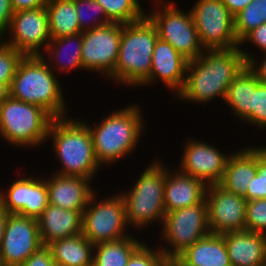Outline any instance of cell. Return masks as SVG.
Listing matches in <instances>:
<instances>
[{
  "label": "cell",
  "instance_id": "obj_1",
  "mask_svg": "<svg viewBox=\"0 0 266 266\" xmlns=\"http://www.w3.org/2000/svg\"><path fill=\"white\" fill-rule=\"evenodd\" d=\"M245 67L246 61L239 47L205 50L188 61L184 86L175 98L202 105L209 104L214 98L224 101L228 87Z\"/></svg>",
  "mask_w": 266,
  "mask_h": 266
},
{
  "label": "cell",
  "instance_id": "obj_2",
  "mask_svg": "<svg viewBox=\"0 0 266 266\" xmlns=\"http://www.w3.org/2000/svg\"><path fill=\"white\" fill-rule=\"evenodd\" d=\"M141 113L142 109L135 103L110 112L98 125L93 126L85 121L91 133L96 160L101 167L113 165L134 152L146 129L143 128L145 122Z\"/></svg>",
  "mask_w": 266,
  "mask_h": 266
},
{
  "label": "cell",
  "instance_id": "obj_3",
  "mask_svg": "<svg viewBox=\"0 0 266 266\" xmlns=\"http://www.w3.org/2000/svg\"><path fill=\"white\" fill-rule=\"evenodd\" d=\"M71 117L54 118L50 124L47 139H52V150L60 161L56 174L80 176L93 181L101 166L96 160L94 146L88 125Z\"/></svg>",
  "mask_w": 266,
  "mask_h": 266
},
{
  "label": "cell",
  "instance_id": "obj_4",
  "mask_svg": "<svg viewBox=\"0 0 266 266\" xmlns=\"http://www.w3.org/2000/svg\"><path fill=\"white\" fill-rule=\"evenodd\" d=\"M56 75L40 55L24 56L9 88L10 96L40 106L54 118L68 117L64 89Z\"/></svg>",
  "mask_w": 266,
  "mask_h": 266
},
{
  "label": "cell",
  "instance_id": "obj_5",
  "mask_svg": "<svg viewBox=\"0 0 266 266\" xmlns=\"http://www.w3.org/2000/svg\"><path fill=\"white\" fill-rule=\"evenodd\" d=\"M157 39L156 26L147 16L123 24L117 62L108 80L126 87H140L150 76Z\"/></svg>",
  "mask_w": 266,
  "mask_h": 266
},
{
  "label": "cell",
  "instance_id": "obj_6",
  "mask_svg": "<svg viewBox=\"0 0 266 266\" xmlns=\"http://www.w3.org/2000/svg\"><path fill=\"white\" fill-rule=\"evenodd\" d=\"M148 165L129 190L119 193L124 199L127 223L137 230L155 222L161 225L165 217L166 164L155 159Z\"/></svg>",
  "mask_w": 266,
  "mask_h": 266
},
{
  "label": "cell",
  "instance_id": "obj_7",
  "mask_svg": "<svg viewBox=\"0 0 266 266\" xmlns=\"http://www.w3.org/2000/svg\"><path fill=\"white\" fill-rule=\"evenodd\" d=\"M53 119L44 108L9 96L0 104V136L10 146L40 147Z\"/></svg>",
  "mask_w": 266,
  "mask_h": 266
},
{
  "label": "cell",
  "instance_id": "obj_8",
  "mask_svg": "<svg viewBox=\"0 0 266 266\" xmlns=\"http://www.w3.org/2000/svg\"><path fill=\"white\" fill-rule=\"evenodd\" d=\"M160 230L162 231L159 232L160 237L162 235L160 239L162 242L164 240L167 245L158 244L159 250L167 259L178 257L188 247L211 233L208 225L206 200L193 206L165 213Z\"/></svg>",
  "mask_w": 266,
  "mask_h": 266
},
{
  "label": "cell",
  "instance_id": "obj_9",
  "mask_svg": "<svg viewBox=\"0 0 266 266\" xmlns=\"http://www.w3.org/2000/svg\"><path fill=\"white\" fill-rule=\"evenodd\" d=\"M155 6L157 8L146 12V16L156 26L158 38L168 42L188 60L199 57L205 50L199 41L190 10L181 11L170 0L155 2Z\"/></svg>",
  "mask_w": 266,
  "mask_h": 266
},
{
  "label": "cell",
  "instance_id": "obj_10",
  "mask_svg": "<svg viewBox=\"0 0 266 266\" xmlns=\"http://www.w3.org/2000/svg\"><path fill=\"white\" fill-rule=\"evenodd\" d=\"M92 196L83 211L82 234L94 245L123 239L130 228L126 220V207L123 197L118 193L105 199Z\"/></svg>",
  "mask_w": 266,
  "mask_h": 266
},
{
  "label": "cell",
  "instance_id": "obj_11",
  "mask_svg": "<svg viewBox=\"0 0 266 266\" xmlns=\"http://www.w3.org/2000/svg\"><path fill=\"white\" fill-rule=\"evenodd\" d=\"M189 10L204 50L239 47L235 36L234 15L222 0H196Z\"/></svg>",
  "mask_w": 266,
  "mask_h": 266
},
{
  "label": "cell",
  "instance_id": "obj_12",
  "mask_svg": "<svg viewBox=\"0 0 266 266\" xmlns=\"http://www.w3.org/2000/svg\"><path fill=\"white\" fill-rule=\"evenodd\" d=\"M123 24L110 22L82 32L81 62L84 71L109 78L117 62Z\"/></svg>",
  "mask_w": 266,
  "mask_h": 266
},
{
  "label": "cell",
  "instance_id": "obj_13",
  "mask_svg": "<svg viewBox=\"0 0 266 266\" xmlns=\"http://www.w3.org/2000/svg\"><path fill=\"white\" fill-rule=\"evenodd\" d=\"M3 42L25 56L41 55L51 40L45 6L14 12ZM43 46V48H42Z\"/></svg>",
  "mask_w": 266,
  "mask_h": 266
},
{
  "label": "cell",
  "instance_id": "obj_14",
  "mask_svg": "<svg viewBox=\"0 0 266 266\" xmlns=\"http://www.w3.org/2000/svg\"><path fill=\"white\" fill-rule=\"evenodd\" d=\"M42 245L37 219L8 214L0 248V266H21Z\"/></svg>",
  "mask_w": 266,
  "mask_h": 266
},
{
  "label": "cell",
  "instance_id": "obj_15",
  "mask_svg": "<svg viewBox=\"0 0 266 266\" xmlns=\"http://www.w3.org/2000/svg\"><path fill=\"white\" fill-rule=\"evenodd\" d=\"M19 177V178H18ZM4 190L0 189V205L9 214L38 219L49 205L45 177L18 175ZM42 177V178H41Z\"/></svg>",
  "mask_w": 266,
  "mask_h": 266
},
{
  "label": "cell",
  "instance_id": "obj_16",
  "mask_svg": "<svg viewBox=\"0 0 266 266\" xmlns=\"http://www.w3.org/2000/svg\"><path fill=\"white\" fill-rule=\"evenodd\" d=\"M205 200L212 234L245 230L247 200L243 196L214 184L207 187Z\"/></svg>",
  "mask_w": 266,
  "mask_h": 266
},
{
  "label": "cell",
  "instance_id": "obj_17",
  "mask_svg": "<svg viewBox=\"0 0 266 266\" xmlns=\"http://www.w3.org/2000/svg\"><path fill=\"white\" fill-rule=\"evenodd\" d=\"M184 146L179 170L203 181L207 186L220 184L229 158L228 153L224 154L209 142L193 138L188 139Z\"/></svg>",
  "mask_w": 266,
  "mask_h": 266
},
{
  "label": "cell",
  "instance_id": "obj_18",
  "mask_svg": "<svg viewBox=\"0 0 266 266\" xmlns=\"http://www.w3.org/2000/svg\"><path fill=\"white\" fill-rule=\"evenodd\" d=\"M188 61L168 42L158 38L152 54L150 76L140 86L147 87L161 81L169 90L175 92L176 97L184 86Z\"/></svg>",
  "mask_w": 266,
  "mask_h": 266
},
{
  "label": "cell",
  "instance_id": "obj_19",
  "mask_svg": "<svg viewBox=\"0 0 266 266\" xmlns=\"http://www.w3.org/2000/svg\"><path fill=\"white\" fill-rule=\"evenodd\" d=\"M45 178L49 204L65 210L84 211L96 193L91 179L52 173Z\"/></svg>",
  "mask_w": 266,
  "mask_h": 266
},
{
  "label": "cell",
  "instance_id": "obj_20",
  "mask_svg": "<svg viewBox=\"0 0 266 266\" xmlns=\"http://www.w3.org/2000/svg\"><path fill=\"white\" fill-rule=\"evenodd\" d=\"M165 170L164 208L165 213L202 203L207 185L179 169Z\"/></svg>",
  "mask_w": 266,
  "mask_h": 266
},
{
  "label": "cell",
  "instance_id": "obj_21",
  "mask_svg": "<svg viewBox=\"0 0 266 266\" xmlns=\"http://www.w3.org/2000/svg\"><path fill=\"white\" fill-rule=\"evenodd\" d=\"M232 266H266V235L253 231L222 234Z\"/></svg>",
  "mask_w": 266,
  "mask_h": 266
},
{
  "label": "cell",
  "instance_id": "obj_22",
  "mask_svg": "<svg viewBox=\"0 0 266 266\" xmlns=\"http://www.w3.org/2000/svg\"><path fill=\"white\" fill-rule=\"evenodd\" d=\"M83 211L65 210L48 205L37 219L43 245L82 234Z\"/></svg>",
  "mask_w": 266,
  "mask_h": 266
},
{
  "label": "cell",
  "instance_id": "obj_23",
  "mask_svg": "<svg viewBox=\"0 0 266 266\" xmlns=\"http://www.w3.org/2000/svg\"><path fill=\"white\" fill-rule=\"evenodd\" d=\"M256 174L257 147L252 145L229 154L220 185L227 191L244 197Z\"/></svg>",
  "mask_w": 266,
  "mask_h": 266
},
{
  "label": "cell",
  "instance_id": "obj_24",
  "mask_svg": "<svg viewBox=\"0 0 266 266\" xmlns=\"http://www.w3.org/2000/svg\"><path fill=\"white\" fill-rule=\"evenodd\" d=\"M81 49L82 32L51 39L40 57L53 71L59 74L62 72V74L69 73V71H74V69H82L83 71Z\"/></svg>",
  "mask_w": 266,
  "mask_h": 266
},
{
  "label": "cell",
  "instance_id": "obj_25",
  "mask_svg": "<svg viewBox=\"0 0 266 266\" xmlns=\"http://www.w3.org/2000/svg\"><path fill=\"white\" fill-rule=\"evenodd\" d=\"M178 258L188 266H232L223 235L208 234L182 252Z\"/></svg>",
  "mask_w": 266,
  "mask_h": 266
},
{
  "label": "cell",
  "instance_id": "obj_26",
  "mask_svg": "<svg viewBox=\"0 0 266 266\" xmlns=\"http://www.w3.org/2000/svg\"><path fill=\"white\" fill-rule=\"evenodd\" d=\"M256 90V76L247 66L233 79L224 102L232 115L252 126L253 92Z\"/></svg>",
  "mask_w": 266,
  "mask_h": 266
},
{
  "label": "cell",
  "instance_id": "obj_27",
  "mask_svg": "<svg viewBox=\"0 0 266 266\" xmlns=\"http://www.w3.org/2000/svg\"><path fill=\"white\" fill-rule=\"evenodd\" d=\"M47 246L57 266H93L95 245L83 234L55 240Z\"/></svg>",
  "mask_w": 266,
  "mask_h": 266
},
{
  "label": "cell",
  "instance_id": "obj_28",
  "mask_svg": "<svg viewBox=\"0 0 266 266\" xmlns=\"http://www.w3.org/2000/svg\"><path fill=\"white\" fill-rule=\"evenodd\" d=\"M45 8L51 39L83 32L79 27L74 0H50Z\"/></svg>",
  "mask_w": 266,
  "mask_h": 266
},
{
  "label": "cell",
  "instance_id": "obj_29",
  "mask_svg": "<svg viewBox=\"0 0 266 266\" xmlns=\"http://www.w3.org/2000/svg\"><path fill=\"white\" fill-rule=\"evenodd\" d=\"M132 236L96 244L93 266H126L132 254L144 243Z\"/></svg>",
  "mask_w": 266,
  "mask_h": 266
},
{
  "label": "cell",
  "instance_id": "obj_30",
  "mask_svg": "<svg viewBox=\"0 0 266 266\" xmlns=\"http://www.w3.org/2000/svg\"><path fill=\"white\" fill-rule=\"evenodd\" d=\"M111 22L127 24L141 20L146 10L139 0H96Z\"/></svg>",
  "mask_w": 266,
  "mask_h": 266
},
{
  "label": "cell",
  "instance_id": "obj_31",
  "mask_svg": "<svg viewBox=\"0 0 266 266\" xmlns=\"http://www.w3.org/2000/svg\"><path fill=\"white\" fill-rule=\"evenodd\" d=\"M266 22V0H253L234 15L235 36L240 41L247 33Z\"/></svg>",
  "mask_w": 266,
  "mask_h": 266
},
{
  "label": "cell",
  "instance_id": "obj_32",
  "mask_svg": "<svg viewBox=\"0 0 266 266\" xmlns=\"http://www.w3.org/2000/svg\"><path fill=\"white\" fill-rule=\"evenodd\" d=\"M74 3L79 27L82 31L94 29L111 22L107 18L103 7L96 0H74Z\"/></svg>",
  "mask_w": 266,
  "mask_h": 266
},
{
  "label": "cell",
  "instance_id": "obj_33",
  "mask_svg": "<svg viewBox=\"0 0 266 266\" xmlns=\"http://www.w3.org/2000/svg\"><path fill=\"white\" fill-rule=\"evenodd\" d=\"M244 198L266 199V146H257V174L252 178Z\"/></svg>",
  "mask_w": 266,
  "mask_h": 266
},
{
  "label": "cell",
  "instance_id": "obj_34",
  "mask_svg": "<svg viewBox=\"0 0 266 266\" xmlns=\"http://www.w3.org/2000/svg\"><path fill=\"white\" fill-rule=\"evenodd\" d=\"M25 55L14 47L0 43V82L11 86L18 65Z\"/></svg>",
  "mask_w": 266,
  "mask_h": 266
},
{
  "label": "cell",
  "instance_id": "obj_35",
  "mask_svg": "<svg viewBox=\"0 0 266 266\" xmlns=\"http://www.w3.org/2000/svg\"><path fill=\"white\" fill-rule=\"evenodd\" d=\"M245 230L266 235V199L247 201Z\"/></svg>",
  "mask_w": 266,
  "mask_h": 266
},
{
  "label": "cell",
  "instance_id": "obj_36",
  "mask_svg": "<svg viewBox=\"0 0 266 266\" xmlns=\"http://www.w3.org/2000/svg\"><path fill=\"white\" fill-rule=\"evenodd\" d=\"M167 258L158 246L152 249L145 242L132 254L126 266H163Z\"/></svg>",
  "mask_w": 266,
  "mask_h": 266
},
{
  "label": "cell",
  "instance_id": "obj_37",
  "mask_svg": "<svg viewBox=\"0 0 266 266\" xmlns=\"http://www.w3.org/2000/svg\"><path fill=\"white\" fill-rule=\"evenodd\" d=\"M252 126L266 129V83L256 77V90L253 92Z\"/></svg>",
  "mask_w": 266,
  "mask_h": 266
},
{
  "label": "cell",
  "instance_id": "obj_38",
  "mask_svg": "<svg viewBox=\"0 0 266 266\" xmlns=\"http://www.w3.org/2000/svg\"><path fill=\"white\" fill-rule=\"evenodd\" d=\"M240 52L244 56L246 61L247 68L257 77V79L262 82L266 83V52L263 54L264 58L258 59L257 55L255 56L253 53L248 52V48H241L239 47ZM255 57L257 59H255ZM258 60V61H257Z\"/></svg>",
  "mask_w": 266,
  "mask_h": 266
},
{
  "label": "cell",
  "instance_id": "obj_39",
  "mask_svg": "<svg viewBox=\"0 0 266 266\" xmlns=\"http://www.w3.org/2000/svg\"><path fill=\"white\" fill-rule=\"evenodd\" d=\"M250 43L258 48L260 52H266V22L247 33L240 41L239 47H243L244 43Z\"/></svg>",
  "mask_w": 266,
  "mask_h": 266
},
{
  "label": "cell",
  "instance_id": "obj_40",
  "mask_svg": "<svg viewBox=\"0 0 266 266\" xmlns=\"http://www.w3.org/2000/svg\"><path fill=\"white\" fill-rule=\"evenodd\" d=\"M21 266H57L52 258L50 248L42 245L32 253Z\"/></svg>",
  "mask_w": 266,
  "mask_h": 266
},
{
  "label": "cell",
  "instance_id": "obj_41",
  "mask_svg": "<svg viewBox=\"0 0 266 266\" xmlns=\"http://www.w3.org/2000/svg\"><path fill=\"white\" fill-rule=\"evenodd\" d=\"M13 15L11 0H0V35L3 38L10 27Z\"/></svg>",
  "mask_w": 266,
  "mask_h": 266
},
{
  "label": "cell",
  "instance_id": "obj_42",
  "mask_svg": "<svg viewBox=\"0 0 266 266\" xmlns=\"http://www.w3.org/2000/svg\"><path fill=\"white\" fill-rule=\"evenodd\" d=\"M50 0H11L14 12L44 7Z\"/></svg>",
  "mask_w": 266,
  "mask_h": 266
},
{
  "label": "cell",
  "instance_id": "obj_43",
  "mask_svg": "<svg viewBox=\"0 0 266 266\" xmlns=\"http://www.w3.org/2000/svg\"><path fill=\"white\" fill-rule=\"evenodd\" d=\"M228 10L236 15L239 11L244 9L253 0H222Z\"/></svg>",
  "mask_w": 266,
  "mask_h": 266
},
{
  "label": "cell",
  "instance_id": "obj_44",
  "mask_svg": "<svg viewBox=\"0 0 266 266\" xmlns=\"http://www.w3.org/2000/svg\"><path fill=\"white\" fill-rule=\"evenodd\" d=\"M8 214L9 213L5 209H3L2 206L0 205V248H1V243L3 239V234H4Z\"/></svg>",
  "mask_w": 266,
  "mask_h": 266
},
{
  "label": "cell",
  "instance_id": "obj_45",
  "mask_svg": "<svg viewBox=\"0 0 266 266\" xmlns=\"http://www.w3.org/2000/svg\"><path fill=\"white\" fill-rule=\"evenodd\" d=\"M10 96L9 87L0 82V104Z\"/></svg>",
  "mask_w": 266,
  "mask_h": 266
},
{
  "label": "cell",
  "instance_id": "obj_46",
  "mask_svg": "<svg viewBox=\"0 0 266 266\" xmlns=\"http://www.w3.org/2000/svg\"><path fill=\"white\" fill-rule=\"evenodd\" d=\"M167 263L170 266H188V265L184 264L178 257H173V258L167 259Z\"/></svg>",
  "mask_w": 266,
  "mask_h": 266
},
{
  "label": "cell",
  "instance_id": "obj_47",
  "mask_svg": "<svg viewBox=\"0 0 266 266\" xmlns=\"http://www.w3.org/2000/svg\"><path fill=\"white\" fill-rule=\"evenodd\" d=\"M154 2H162V1H165V0H153Z\"/></svg>",
  "mask_w": 266,
  "mask_h": 266
},
{
  "label": "cell",
  "instance_id": "obj_48",
  "mask_svg": "<svg viewBox=\"0 0 266 266\" xmlns=\"http://www.w3.org/2000/svg\"><path fill=\"white\" fill-rule=\"evenodd\" d=\"M3 41V37L0 35V43Z\"/></svg>",
  "mask_w": 266,
  "mask_h": 266
},
{
  "label": "cell",
  "instance_id": "obj_49",
  "mask_svg": "<svg viewBox=\"0 0 266 266\" xmlns=\"http://www.w3.org/2000/svg\"><path fill=\"white\" fill-rule=\"evenodd\" d=\"M163 266H170L167 262Z\"/></svg>",
  "mask_w": 266,
  "mask_h": 266
}]
</instances>
